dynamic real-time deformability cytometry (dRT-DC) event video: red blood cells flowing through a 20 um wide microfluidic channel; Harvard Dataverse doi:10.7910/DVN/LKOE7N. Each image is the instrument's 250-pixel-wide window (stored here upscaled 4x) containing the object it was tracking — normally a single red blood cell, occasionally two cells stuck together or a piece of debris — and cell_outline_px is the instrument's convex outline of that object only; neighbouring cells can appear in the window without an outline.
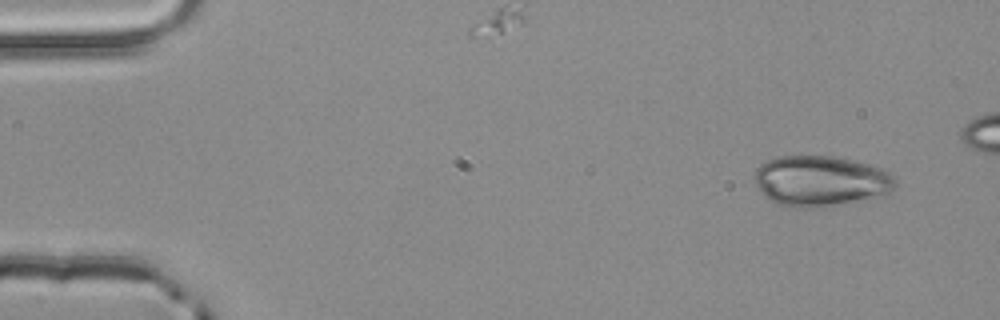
{"species": "common noctule bat (a hibernating species)", "species_latin": "Nyctalus noctula", "temperature_condition": "room temperature", "stored_images_in_passage": 4, "camera_frame_rate_fps": 3000, "um_per_image_px": 0.085, "animal": {"sex": "male", "body_mass_g": 20.4}, "frame": {"image": 1, "passage_image": 1, "time_ms": 0.0, "image_size_px": [1000, 320], "cell_outline_px": [[896, 188], [888, 192], [852, 200], [804, 208], [800, 208], [780, 204], [764, 196], [752, 180], [752, 176], [756, 168], [760, 164], [768, 160], [780, 156], [832, 156], [852, 160], [884, 168], [896, 180]], "centroid_in_image_um": [69.67, 15.33], "position_along_channel_um": 15.3, "area_um2": 40.63}}